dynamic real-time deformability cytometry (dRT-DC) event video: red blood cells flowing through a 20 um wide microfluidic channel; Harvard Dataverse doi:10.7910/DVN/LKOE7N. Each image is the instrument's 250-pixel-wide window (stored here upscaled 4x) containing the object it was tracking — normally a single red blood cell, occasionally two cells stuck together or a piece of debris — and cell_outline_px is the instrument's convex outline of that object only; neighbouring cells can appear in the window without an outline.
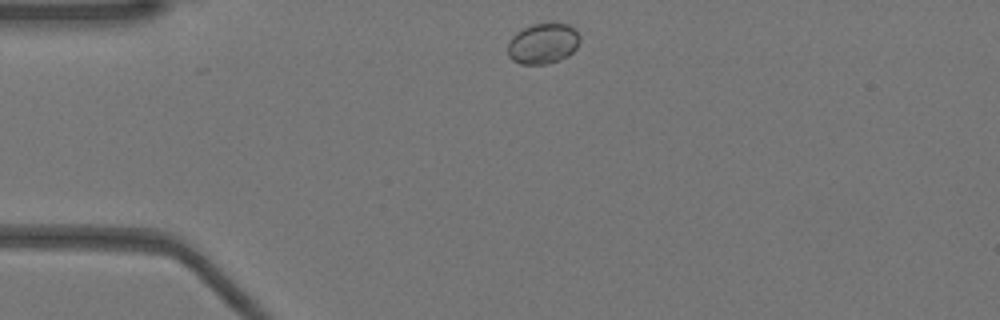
{"species": "Egyptian fruit bat (a non-hibernating species)", "species_latin": "Rousettus aegyptiacus", "temperature_condition": "warm", "stored_images_in_passage": 42, "camera_frame_rate_fps": 3000, "um_per_image_px": 0.085, "animal": {"sex": "female"}, "frame": {"image": 1, "passage_image": 2, "time_ms": 0.333, "image_size_px": [1000, 320], "cell_outline_px": [[580, 40], [576, 48], [568, 56], [560, 60], [548, 64], [520, 64], [512, 60], [508, 56], [508, 44], [512, 36], [516, 32], [532, 24], [568, 24], [580, 36]], "centroid_in_image_um": [46.14, 3.72], "position_along_channel_um": 38.9, "area_um2": 16.99}}
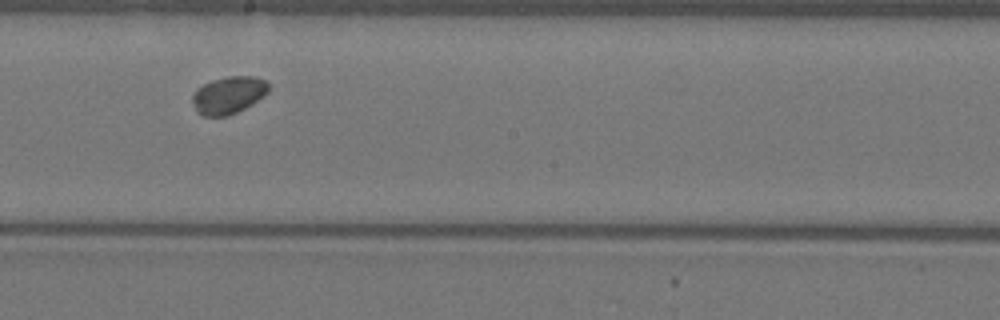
{"frame": {"image": 2, "passage_image": 19, "time_ms": 6.0, "image_size_px": [1000, 320], "cell_outline_px": [[268, 92], [264, 96], [252, 104], [228, 116], [204, 116], [196, 112], [192, 104], [192, 96], [204, 84], [212, 80], [228, 76], [252, 76], [268, 80]], "centroid_in_image_um": [19.44, 8.08], "position_along_channel_um": 228.8, "area_um2": 16.53}}
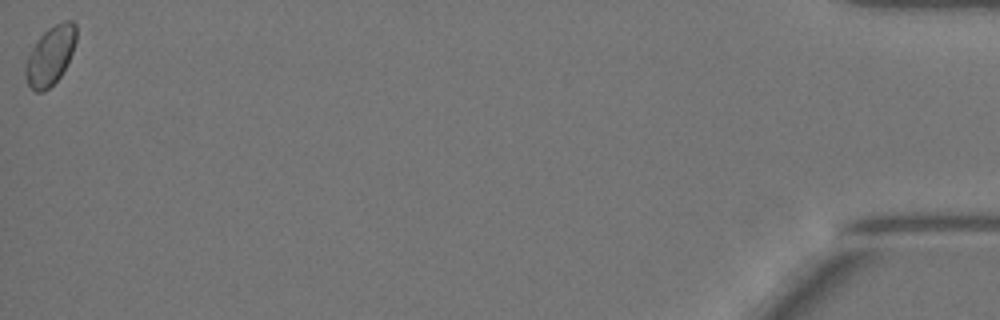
{"frame": {"image": 3, "passage_image": 42, "time_ms": 13.667, "image_size_px": [1000, 320], "cell_outline_px": [[76, 40], [72, 52], [60, 76], [44, 92], [36, 92], [28, 84], [24, 76], [24, 68], [28, 56], [36, 40], [48, 28], [64, 20], [72, 20], [76, 24]], "centroid_in_image_um": [4.26, 4.71], "position_along_channel_um": 430.9, "area_um2": 17.22}, "authors_computed_cell_mechanics": {"area_um2": 16.6175, "velocity_mm_per_s": 3.9205, "shape_relaxation_time_tau1_ms": null, "shape_relaxation_time_tau2_ms": 8.4763, "deformation_change_tau1": null, "deformation_change_tau2": 0.0552}}